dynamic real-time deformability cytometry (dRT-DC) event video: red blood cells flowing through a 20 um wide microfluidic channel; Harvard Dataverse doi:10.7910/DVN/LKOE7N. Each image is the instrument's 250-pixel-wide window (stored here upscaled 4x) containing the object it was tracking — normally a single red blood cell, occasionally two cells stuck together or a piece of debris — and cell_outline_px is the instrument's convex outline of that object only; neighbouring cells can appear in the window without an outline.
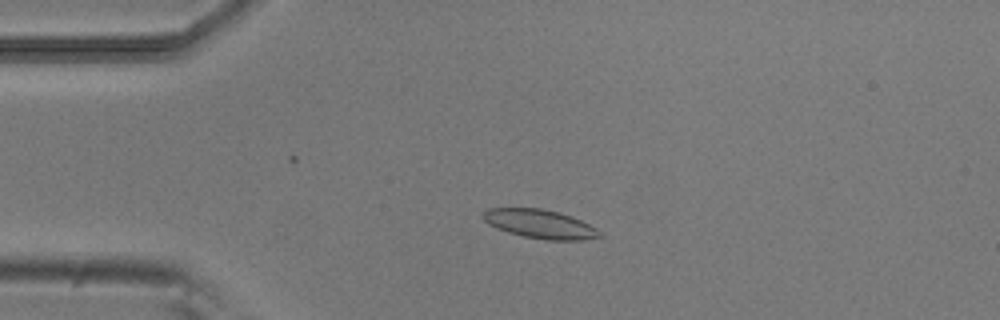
{"species": "common noctule bat (a hibernating species)", "species_latin": "Nyctalus noctula", "temperature_condition": "room temperature", "stored_images_in_passage": 51, "camera_frame_rate_fps": 3000, "um_per_image_px": 0.085, "animal": {"sex": "male", "body_mass_g": 20.5, "forearm_length_mm": 52.5}, "frame": {"image": 1, "passage_image": 12, "time_ms": 3.667, "image_size_px": [1000, 320], "cell_outline_px": [[604, 236], [584, 240], [544, 240], [524, 236], [508, 232], [496, 228], [488, 224], [484, 220], [484, 212], [488, 208], [540, 208], [560, 212], [572, 216], [596, 228]], "centroid_in_image_um": [45.92, 19.04], "position_along_channel_um": 39.1, "area_um2": 19.59}}
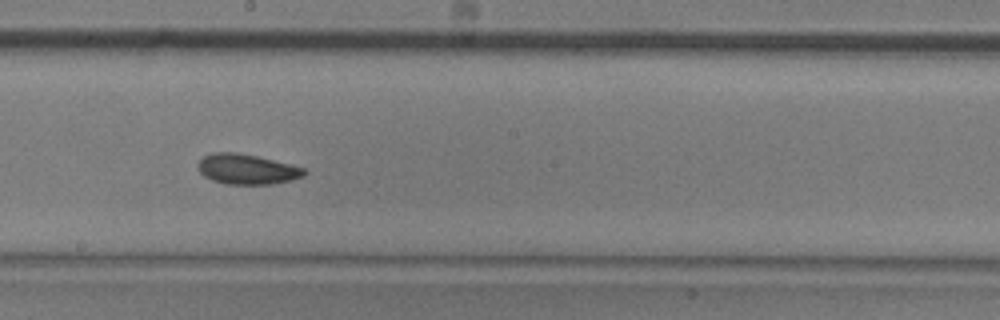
{"frame": {"image": 2, "passage_image": 29, "time_ms": 9.333, "image_size_px": [1000, 320], "cell_outline_px": [[308, 172], [304, 176], [292, 180], [272, 184], [224, 184], [212, 180], [204, 176], [200, 172], [196, 164], [204, 156], [212, 152], [236, 152], [256, 156], [292, 164], [304, 168]], "centroid_in_image_um": [20.99, 14.38], "position_along_channel_um": 227.2, "area_um2": 18.84}}
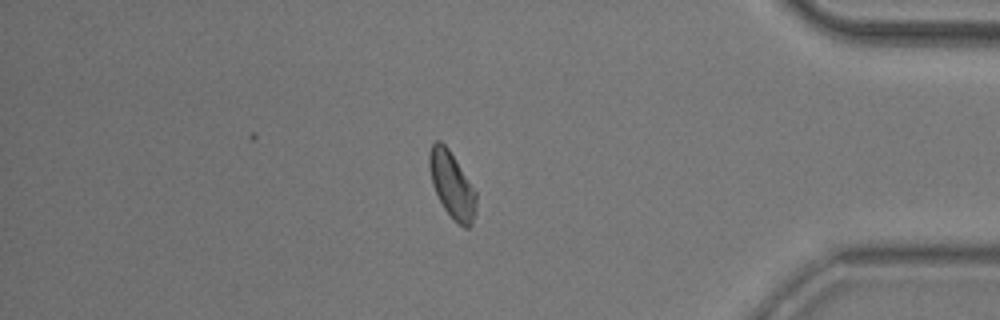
{"frame": {"image": 3, "passage_image": 45, "time_ms": 14.667, "image_size_px": [1000, 320], "cell_outline_px": [[476, 212], [472, 224], [468, 228], [464, 228], [444, 208], [432, 184], [428, 164], [428, 152], [432, 144], [436, 140], [440, 140], [448, 148], [476, 192]], "centroid_in_image_um": [38.4, 15.7], "position_along_channel_um": 396.8, "area_um2": 17.8}}